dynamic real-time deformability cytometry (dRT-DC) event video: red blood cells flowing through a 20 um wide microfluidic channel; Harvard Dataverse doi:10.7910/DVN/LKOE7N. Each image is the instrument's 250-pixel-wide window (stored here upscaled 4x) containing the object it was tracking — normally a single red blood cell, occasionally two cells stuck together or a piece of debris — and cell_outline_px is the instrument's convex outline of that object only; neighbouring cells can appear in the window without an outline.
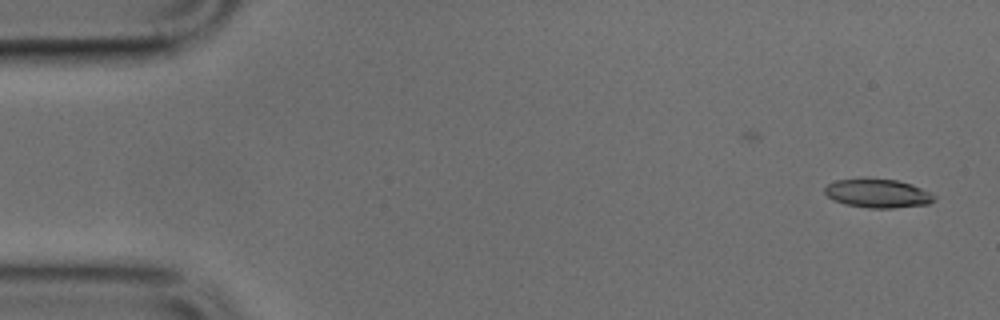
{"species": "common noctule bat (a hibernating species)", "species_latin": "Nyctalus noctula", "temperature_condition": "cold", "stored_images_in_passage": 48, "camera_frame_rate_fps": 3000, "um_per_image_px": 0.085, "animal": {"sex": "male", "body_mass_g": 17.9, "forearm_length_mm": 54.2}, "frame": {"image": 1, "passage_image": 1, "time_ms": 0.0, "image_size_px": [1000, 320], "cell_outline_px": [[936, 200], [928, 204], [892, 208], [868, 208], [844, 204], [828, 196], [824, 192], [824, 188], [828, 184], [836, 180], [896, 180], [912, 184], [936, 196]], "centroid_in_image_um": [74.63, 16.46], "position_along_channel_um": 10.4, "area_um2": 17.86}}
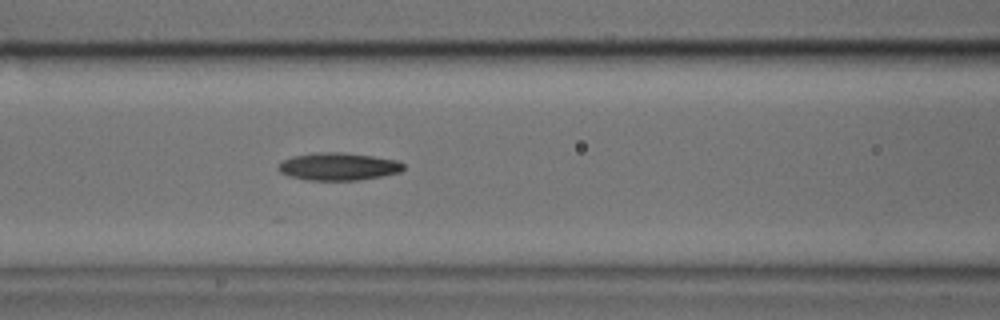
{"frame": {"image": 2, "passage_image": 19, "time_ms": 6.0, "image_size_px": [1000, 320], "cell_outline_px": [[404, 168], [400, 172], [360, 180], [308, 180], [288, 176], [280, 172], [276, 168], [284, 160], [292, 156], [316, 152], [344, 152], [400, 160], [404, 164]], "centroid_in_image_um": [28.76, 14.15], "position_along_channel_um": 137.8, "area_um2": 20.23}}
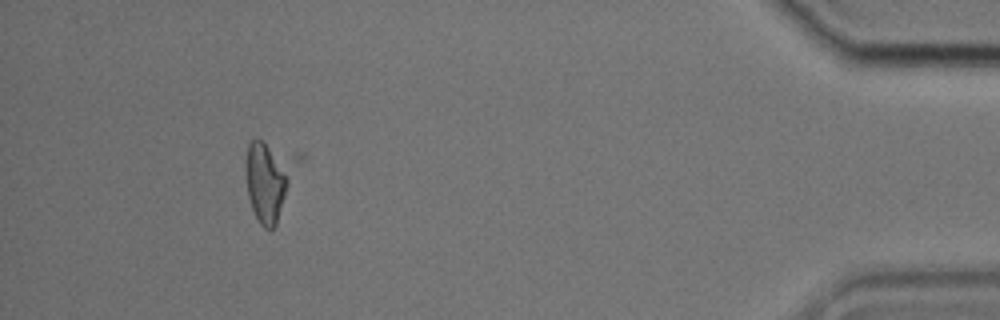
{"frame": {"image": 3, "passage_image": 44, "time_ms": 14.333, "image_size_px": [1000, 320], "cell_outline_px": [[288, 184], [276, 224], [272, 232], [264, 228], [260, 224], [252, 208], [248, 196], [244, 172], [244, 168], [248, 144], [252, 140], [264, 140], [288, 180]], "centroid_in_image_um": [22.48, 15.6], "position_along_channel_um": 412.7, "area_um2": 19.25}}